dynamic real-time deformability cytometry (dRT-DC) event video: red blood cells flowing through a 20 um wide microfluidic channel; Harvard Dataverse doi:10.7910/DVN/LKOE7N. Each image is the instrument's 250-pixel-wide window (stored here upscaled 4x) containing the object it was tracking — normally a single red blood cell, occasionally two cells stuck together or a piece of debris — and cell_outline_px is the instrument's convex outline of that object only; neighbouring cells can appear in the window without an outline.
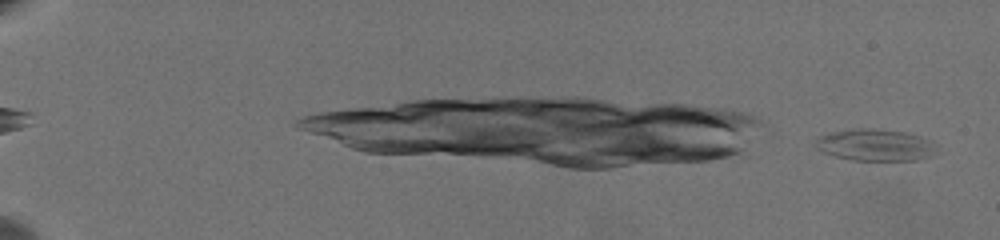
{"species": "common noctule bat (a hibernating species)", "species_latin": "Nyctalus noctula", "temperature_condition": "warm", "stored_images_in_passage": 65, "camera_frame_rate_fps": 3000, "um_per_image_px": 0.085, "animal": {"sex": "female", "body_mass_g": 19.5, "forearm_length_mm": 54.1}, "frame": {"image": 1, "passage_image": 3, "time_ms": 0.667, "image_size_px": [1000, 240], "cell_outline_px": [[936, 144], [932, 156], [916, 160], [852, 160], [836, 156], [824, 152], [816, 148], [812, 144], [820, 136], [832, 132], [856, 128], [868, 128], [904, 132], [920, 136]], "centroid_in_image_um": [74.37, 12.33], "position_along_channel_um": 10.6, "area_um2": 22.25}}
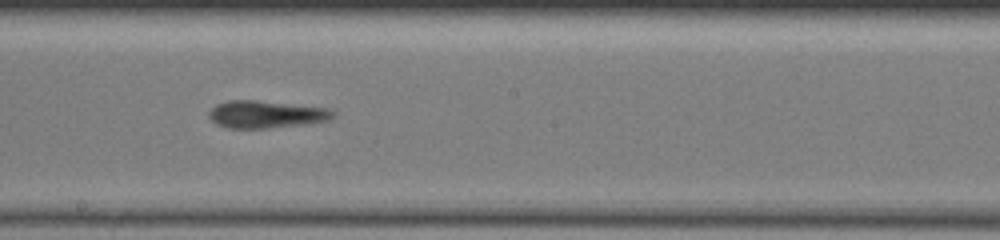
{"frame": {"image": 2, "passage_image": 41, "time_ms": 13.333, "image_size_px": [1000, 240], "cell_outline_px": [[336, 116], [328, 120], [312, 124], [268, 128], [228, 128], [216, 124], [208, 116], [208, 112], [216, 104], [228, 100], [252, 100], [324, 108], [336, 112]], "centroid_in_image_um": [22.61, 9.74], "position_along_channel_um": 225.6, "area_um2": 19.77}}
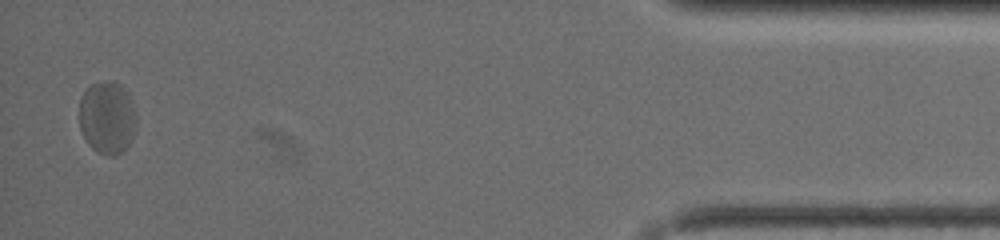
{"frame": {"image": 3, "passage_image": 64, "time_ms": 21.0, "image_size_px": [1000, 240], "cell_outline_px": [[136, 120], [132, 140], [124, 152], [116, 156], [108, 156], [96, 152], [88, 144], [80, 128], [80, 100], [84, 92], [92, 84], [108, 80], [112, 80], [120, 84], [124, 88], [132, 100], [136, 116]], "centroid_in_image_um": [9.13, 10.02], "position_along_channel_um": 426.1, "area_um2": 24.45}, "authors_computed_cell_mechanics": {"area_um2": 19.9988, "velocity_mm_per_s": 3.4533, "shape_relaxation_time_tau1_ms": 6.6909, "shape_relaxation_time_tau2_ms": 2.0866, "deformation_change_tau1": 0.193, "deformation_change_tau2": 0.1001}}